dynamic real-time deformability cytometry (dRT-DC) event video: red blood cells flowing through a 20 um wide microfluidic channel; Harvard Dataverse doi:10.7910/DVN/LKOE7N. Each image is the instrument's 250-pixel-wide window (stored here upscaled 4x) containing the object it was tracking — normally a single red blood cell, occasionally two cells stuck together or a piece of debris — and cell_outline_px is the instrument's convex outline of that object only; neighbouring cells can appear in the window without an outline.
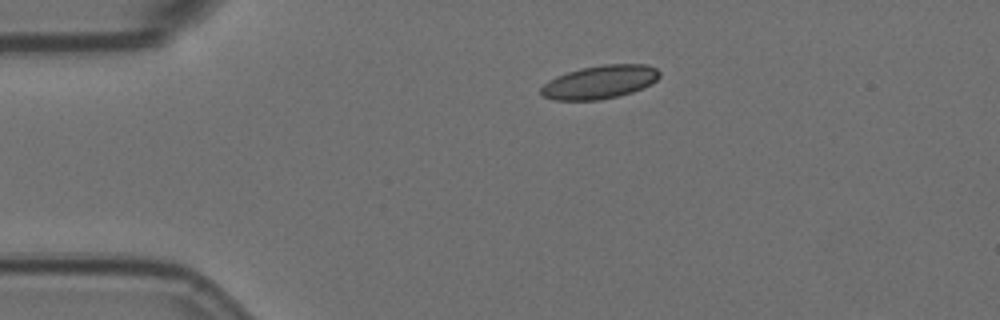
{"species": "Egyptian fruit bat (a non-hibernating species)", "species_latin": "Rousettus aegyptiacus", "temperature_condition": "room temperature", "stored_images_in_passage": 2, "camera_frame_rate_fps": 3000, "um_per_image_px": 0.085, "animal": {"sex": "female"}, "frame": {"image": 1, "passage_image": 1, "time_ms": 0.0, "image_size_px": [1000, 320], "cell_outline_px": [[660, 76], [652, 84], [632, 92], [600, 100], [552, 100], [540, 96], [540, 88], [548, 80], [556, 76], [580, 68], [604, 64], [648, 64], [656, 68], [660, 72]], "centroid_in_image_um": [50.96, 6.97], "position_along_channel_um": 34.0, "area_um2": 23.24}}